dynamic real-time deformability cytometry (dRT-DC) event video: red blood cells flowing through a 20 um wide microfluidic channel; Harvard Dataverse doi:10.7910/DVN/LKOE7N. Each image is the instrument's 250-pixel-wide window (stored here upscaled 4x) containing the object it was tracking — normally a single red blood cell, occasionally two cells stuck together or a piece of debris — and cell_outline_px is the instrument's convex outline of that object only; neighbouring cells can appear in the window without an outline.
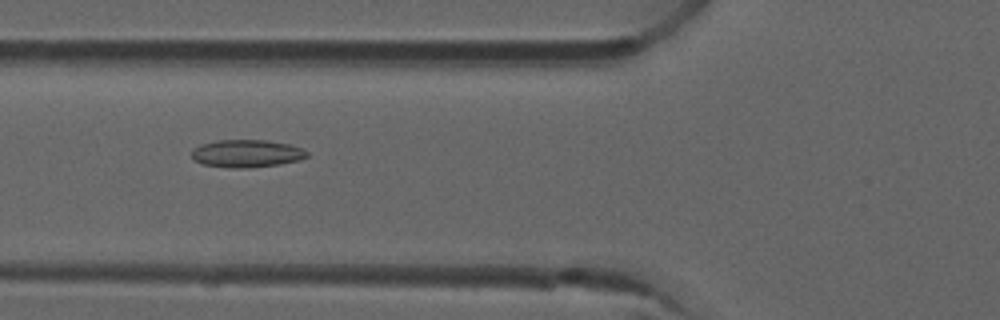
{"species": "common noctule bat (a hibernating species)", "species_latin": "Nyctalus noctula", "temperature_condition": "room temperature", "stored_images_in_passage": 5, "camera_frame_rate_fps": 3000, "um_per_image_px": 0.085, "animal": {"sex": "male", "forearm_length_mm": 52.5}, "frame": {"image": 1, "passage_image": 4, "time_ms": 1.0, "image_size_px": [1000, 320], "cell_outline_px": [[308, 156], [296, 160], [280, 164], [248, 168], [232, 168], [200, 164], [192, 156], [192, 148], [200, 144], [216, 140], [264, 140], [288, 144], [300, 148], [308, 152]], "centroid_in_image_um": [20.91, 13.05], "position_along_channel_um": 104.9, "area_um2": 18.5}}
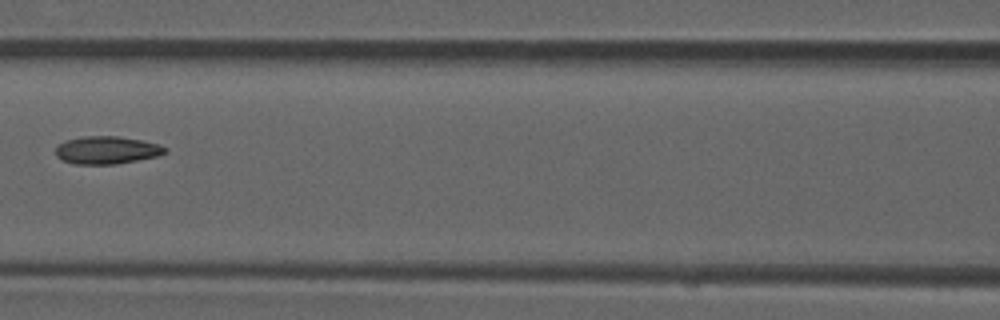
{"frame": {"image": 2, "passage_image": 5, "time_ms": 1.333, "image_size_px": [1000, 320], "cell_outline_px": [[168, 152], [156, 156], [116, 164], [76, 164], [60, 160], [56, 156], [56, 148], [60, 144], [68, 140], [84, 136], [120, 136], [160, 144], [168, 148]], "centroid_in_image_um": [9.1, 12.76], "position_along_channel_um": 157.5, "area_um2": 17.63}}